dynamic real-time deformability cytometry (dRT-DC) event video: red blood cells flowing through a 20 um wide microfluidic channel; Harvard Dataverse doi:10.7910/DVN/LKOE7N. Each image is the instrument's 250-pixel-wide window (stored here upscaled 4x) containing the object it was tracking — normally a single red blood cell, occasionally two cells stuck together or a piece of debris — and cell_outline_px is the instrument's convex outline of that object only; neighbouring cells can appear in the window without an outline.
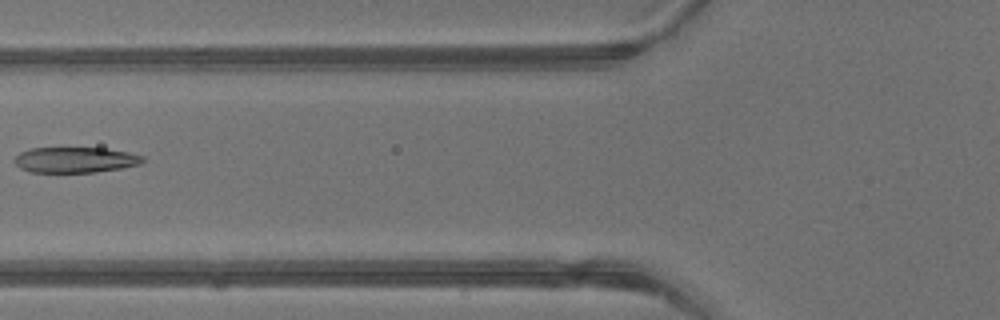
{"species": "common noctule bat (a hibernating species)", "species_latin": "Nyctalus noctula", "temperature_condition": "warm", "stored_images_in_passage": 5, "camera_frame_rate_fps": 3000, "um_per_image_px": 0.085, "animal": {"sex": "male", "body_mass_g": 13.3}, "frame": {"image": 1, "passage_image": 5, "time_ms": 1.333, "image_size_px": [1000, 320], "cell_outline_px": [[144, 160], [140, 164], [120, 168], [96, 172], [32, 172], [20, 168], [16, 164], [16, 156], [20, 152], [32, 148], [104, 148], [128, 152], [144, 156]], "centroid_in_image_um": [6.42, 13.58], "position_along_channel_um": 119.4, "area_um2": 18.96}}